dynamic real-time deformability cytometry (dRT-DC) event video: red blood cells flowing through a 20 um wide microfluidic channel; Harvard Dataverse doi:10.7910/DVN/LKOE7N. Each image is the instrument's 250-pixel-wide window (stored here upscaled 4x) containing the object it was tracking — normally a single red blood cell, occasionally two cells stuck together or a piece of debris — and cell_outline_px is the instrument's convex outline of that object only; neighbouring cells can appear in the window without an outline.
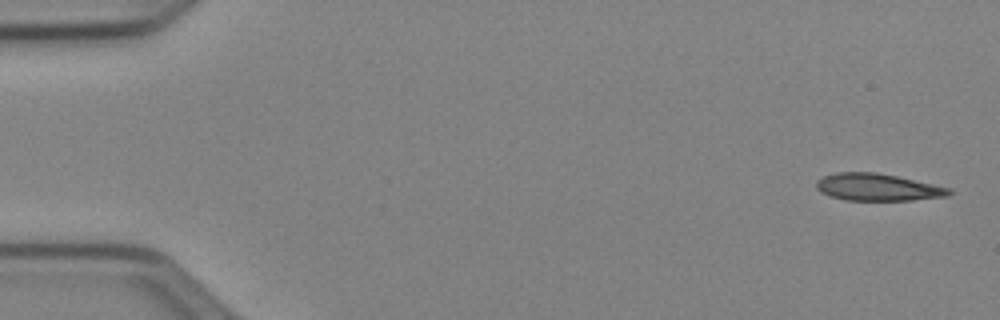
{"species": "Egyptian fruit bat (a non-hibernating species)", "species_latin": "Rousettus aegyptiacus", "temperature_condition": "cold", "stored_images_in_passage": 50, "camera_frame_rate_fps": 3000, "um_per_image_px": 0.085, "animal": {"sex": "female"}, "frame": {"image": 1, "passage_image": 1, "time_ms": 0.0, "image_size_px": [1000, 320], "cell_outline_px": [[952, 192], [948, 196], [912, 200], [844, 200], [820, 192], [816, 188], [816, 180], [824, 176], [836, 172], [876, 172], [896, 176], [952, 188]], "centroid_in_image_um": [74.59, 15.91], "position_along_channel_um": 10.4, "area_um2": 20.98}}
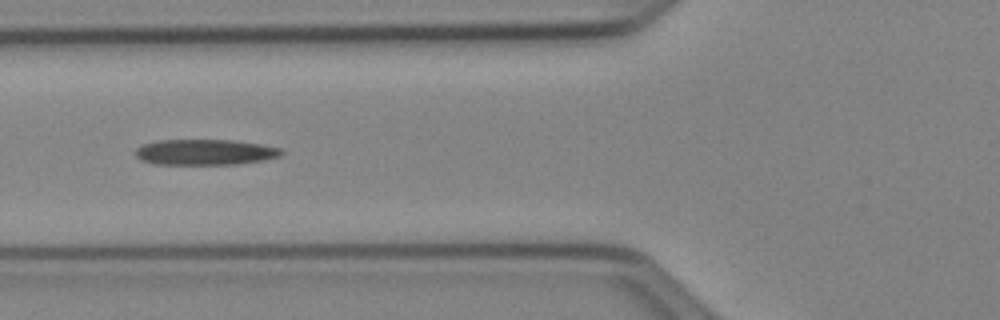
{"frame": {"image": 2, "passage_image": 19, "time_ms": 6.0, "image_size_px": [1000, 320], "cell_outline_px": [[284, 152], [280, 156], [264, 160], [236, 164], [152, 164], [140, 160], [136, 156], [136, 148], [140, 144], [156, 140], [232, 140], [260, 144], [284, 148]], "centroid_in_image_um": [17.41, 12.93], "position_along_channel_um": 108.4, "area_um2": 22.08}}
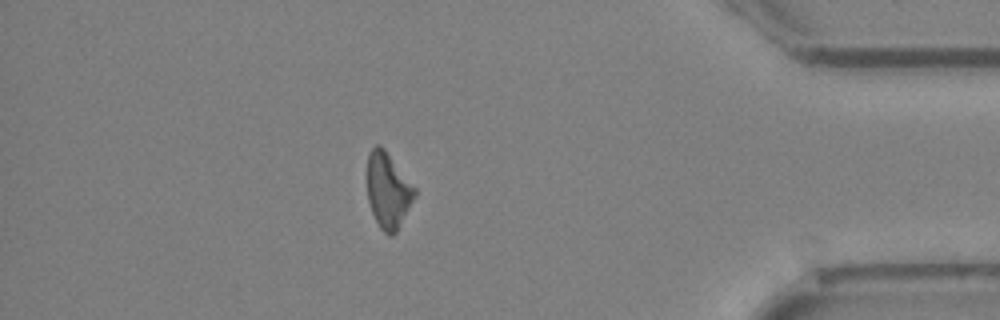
{"frame": {"image": 3, "passage_image": 44, "time_ms": 14.333, "image_size_px": [1000, 320], "cell_outline_px": [[416, 196], [396, 232], [392, 236], [388, 236], [380, 228], [372, 212], [368, 200], [368, 152], [376, 144], [380, 144], [384, 148], [416, 188]], "centroid_in_image_um": [32.99, 16.18], "position_along_channel_um": 402.2, "area_um2": 20.81}}